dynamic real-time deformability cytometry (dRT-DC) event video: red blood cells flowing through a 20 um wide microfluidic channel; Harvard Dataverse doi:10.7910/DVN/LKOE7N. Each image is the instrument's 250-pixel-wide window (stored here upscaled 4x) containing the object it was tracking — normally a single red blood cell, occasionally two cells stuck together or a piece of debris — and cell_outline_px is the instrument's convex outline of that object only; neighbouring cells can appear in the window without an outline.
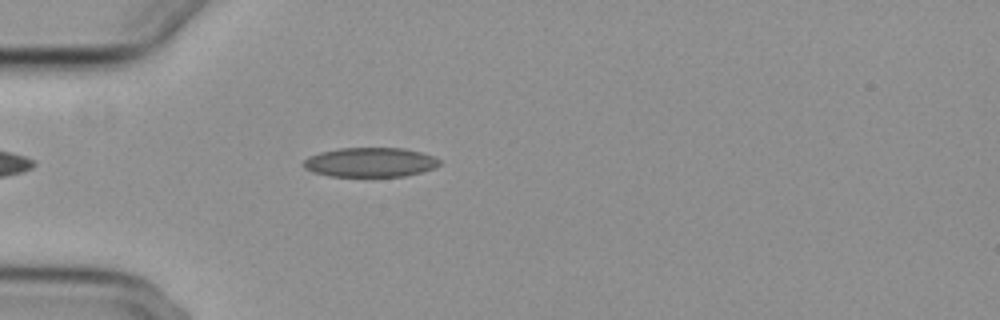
{"species": "common noctule bat (a hibernating species)", "species_latin": "Nyctalus noctula", "temperature_condition": "cold", "stored_images_in_passage": 38, "camera_frame_rate_fps": 3000, "um_per_image_px": 0.085, "animal": {"sex": "female", "body_mass_g": 29.2, "forearm_length_mm": 56.3}, "frame": {"image": 1, "passage_image": 2, "time_ms": 0.333, "image_size_px": [1000, 320], "cell_outline_px": [[440, 164], [436, 168], [404, 176], [328, 176], [312, 172], [304, 168], [300, 164], [308, 156], [320, 152], [340, 148], [404, 148], [420, 152], [432, 156], [440, 160]], "centroid_in_image_um": [31.42, 13.79], "position_along_channel_um": 53.6, "area_um2": 23.41}}
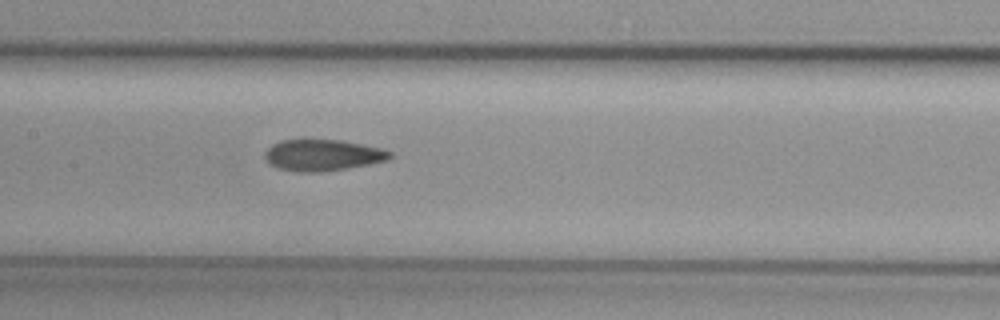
{"frame": {"image": 2, "passage_image": 13, "time_ms": 4.0, "image_size_px": [1000, 320], "cell_outline_px": [[392, 156], [388, 160], [368, 164], [344, 168], [316, 172], [300, 172], [280, 168], [272, 164], [264, 156], [264, 152], [272, 144], [280, 140], [304, 136], [340, 140], [384, 148], [392, 152]], "centroid_in_image_um": [27.41, 13.12], "position_along_channel_um": 180.0, "area_um2": 23.41}}
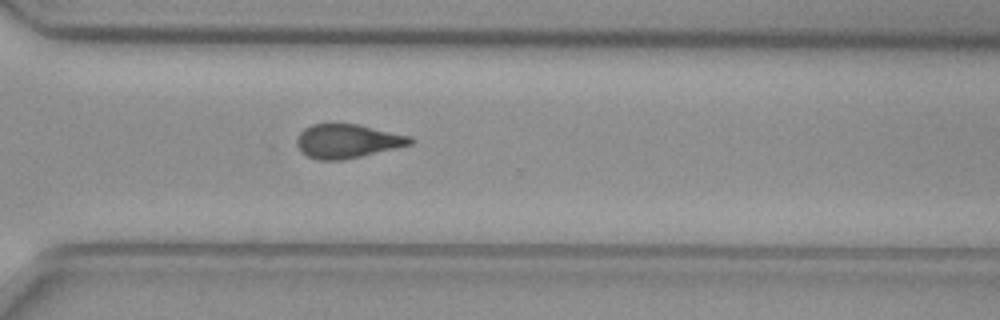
{"frame": {"image": 3, "passage_image": 26, "time_ms": 8.333, "image_size_px": [1000, 320], "cell_outline_px": [[412, 144], [360, 156], [340, 160], [320, 160], [308, 156], [300, 152], [296, 144], [296, 136], [304, 128], [312, 124], [332, 120], [356, 124], [408, 136], [412, 140]], "centroid_in_image_um": [29.4, 11.95], "position_along_channel_um": 341.2, "area_um2": 22.66}, "authors_computed_cell_mechanics": {"area_um2": 22.8021, "velocity_mm_per_s": 3.7275, "shape_relaxation_time_tau1_ms": null, "shape_relaxation_time_tau2_ms": 2.0411, "deformation_change_tau1": null, "deformation_change_tau2": 0.0809}}